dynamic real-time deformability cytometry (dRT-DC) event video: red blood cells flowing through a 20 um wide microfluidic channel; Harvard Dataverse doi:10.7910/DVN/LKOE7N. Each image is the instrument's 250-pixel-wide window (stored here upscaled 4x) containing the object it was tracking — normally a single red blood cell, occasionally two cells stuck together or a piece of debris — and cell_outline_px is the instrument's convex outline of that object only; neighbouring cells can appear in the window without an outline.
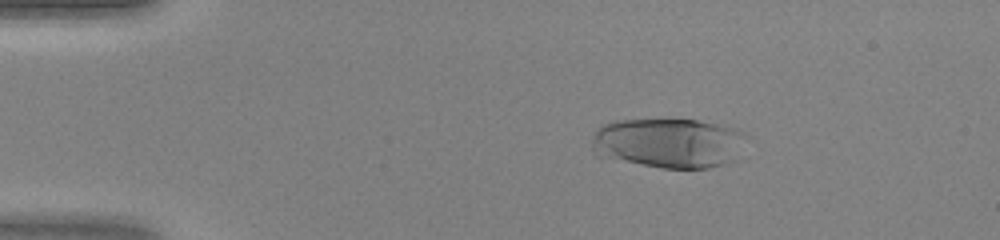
{"species": "human", "species_latin": "Homo sapiens", "temperature_condition": "warm", "stored_images_in_passage": 22, "camera_frame_rate_fps": 3000, "um_per_image_px": 0.085, "donor": {"sex": "female"}, "frame": {"image": 1, "passage_image": 8, "time_ms": 2.333, "image_size_px": [1000, 240], "cell_outline_px": [[748, 136], [736, 160], [724, 164], [708, 168], [660, 168], [596, 156], [592, 152], [592, 136], [596, 128], [604, 124], [616, 120], [696, 120], [736, 128], [744, 132]], "centroid_in_image_um": [56.83, 12.16], "position_along_channel_um": 28.2, "area_um2": 45.43}}
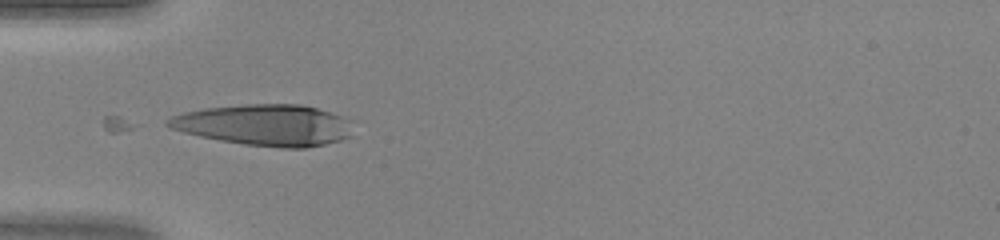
{"frame": {"image": 2, "passage_image": 15, "time_ms": 4.667, "image_size_px": [1000, 240], "cell_outline_px": [[352, 136], [340, 140], [308, 148], [280, 148], [244, 144], [220, 140], [200, 136], [168, 128], [164, 124], [164, 120], [172, 116], [184, 112], [204, 108], [248, 104], [300, 104], [316, 108], [352, 120]], "centroid_in_image_um": [22.5, 10.63], "position_along_channel_um": 62.5, "area_um2": 44.62}}
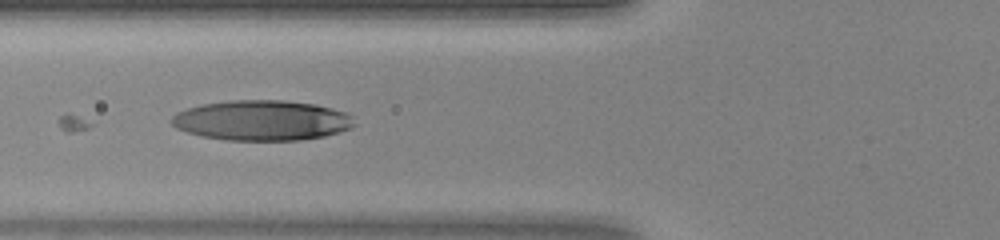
{"frame": {"image": 3, "passage_image": 18, "time_ms": 5.667, "image_size_px": [1000, 240], "cell_outline_px": [[356, 124], [352, 128], [340, 132], [324, 136], [300, 140], [224, 140], [200, 136], [176, 128], [168, 120], [176, 112], [200, 104], [228, 100], [284, 100], [316, 104], [332, 108], [344, 112], [352, 116]], "centroid_in_image_um": [22.24, 10.23], "position_along_channel_um": 103.6, "area_um2": 43.23}}